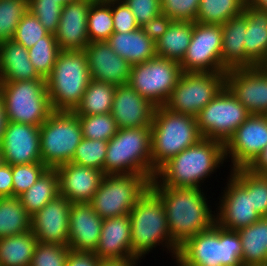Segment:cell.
Returning <instances> with one entry per match:
<instances>
[{
  "label": "cell",
  "instance_id": "obj_1",
  "mask_svg": "<svg viewBox=\"0 0 267 266\" xmlns=\"http://www.w3.org/2000/svg\"><path fill=\"white\" fill-rule=\"evenodd\" d=\"M150 187L164 203L169 233L178 246L216 223L215 210L204 188L161 186L155 179Z\"/></svg>",
  "mask_w": 267,
  "mask_h": 266
},
{
  "label": "cell",
  "instance_id": "obj_2",
  "mask_svg": "<svg viewBox=\"0 0 267 266\" xmlns=\"http://www.w3.org/2000/svg\"><path fill=\"white\" fill-rule=\"evenodd\" d=\"M224 162V144L214 139L201 138L164 163L154 179L161 186L202 189L206 178L212 177Z\"/></svg>",
  "mask_w": 267,
  "mask_h": 266
},
{
  "label": "cell",
  "instance_id": "obj_3",
  "mask_svg": "<svg viewBox=\"0 0 267 266\" xmlns=\"http://www.w3.org/2000/svg\"><path fill=\"white\" fill-rule=\"evenodd\" d=\"M131 221V255L143 259L157 246L164 247L174 260L179 246L172 240L168 229L164 203L149 186L129 213ZM169 251V252H168ZM144 257V258H143Z\"/></svg>",
  "mask_w": 267,
  "mask_h": 266
},
{
  "label": "cell",
  "instance_id": "obj_4",
  "mask_svg": "<svg viewBox=\"0 0 267 266\" xmlns=\"http://www.w3.org/2000/svg\"><path fill=\"white\" fill-rule=\"evenodd\" d=\"M241 255L238 232L215 223L179 246L174 263L177 266H242Z\"/></svg>",
  "mask_w": 267,
  "mask_h": 266
},
{
  "label": "cell",
  "instance_id": "obj_5",
  "mask_svg": "<svg viewBox=\"0 0 267 266\" xmlns=\"http://www.w3.org/2000/svg\"><path fill=\"white\" fill-rule=\"evenodd\" d=\"M156 172L151 158V126L118 128L107 144L104 174H141L151 182Z\"/></svg>",
  "mask_w": 267,
  "mask_h": 266
},
{
  "label": "cell",
  "instance_id": "obj_6",
  "mask_svg": "<svg viewBox=\"0 0 267 266\" xmlns=\"http://www.w3.org/2000/svg\"><path fill=\"white\" fill-rule=\"evenodd\" d=\"M91 81L84 50H61L46 78L53 111H74Z\"/></svg>",
  "mask_w": 267,
  "mask_h": 266
},
{
  "label": "cell",
  "instance_id": "obj_7",
  "mask_svg": "<svg viewBox=\"0 0 267 266\" xmlns=\"http://www.w3.org/2000/svg\"><path fill=\"white\" fill-rule=\"evenodd\" d=\"M202 138L196 117L156 107L151 124L152 167L157 171L170 158Z\"/></svg>",
  "mask_w": 267,
  "mask_h": 266
},
{
  "label": "cell",
  "instance_id": "obj_8",
  "mask_svg": "<svg viewBox=\"0 0 267 266\" xmlns=\"http://www.w3.org/2000/svg\"><path fill=\"white\" fill-rule=\"evenodd\" d=\"M7 121L41 126L53 112L46 79L0 82Z\"/></svg>",
  "mask_w": 267,
  "mask_h": 266
},
{
  "label": "cell",
  "instance_id": "obj_9",
  "mask_svg": "<svg viewBox=\"0 0 267 266\" xmlns=\"http://www.w3.org/2000/svg\"><path fill=\"white\" fill-rule=\"evenodd\" d=\"M82 139L78 115L73 111H53L40 126L42 163L55 169L71 162Z\"/></svg>",
  "mask_w": 267,
  "mask_h": 266
},
{
  "label": "cell",
  "instance_id": "obj_10",
  "mask_svg": "<svg viewBox=\"0 0 267 266\" xmlns=\"http://www.w3.org/2000/svg\"><path fill=\"white\" fill-rule=\"evenodd\" d=\"M229 171L227 184L217 198L219 202H214L216 224L237 231L258 221L261 216L252 207L251 170L244 167Z\"/></svg>",
  "mask_w": 267,
  "mask_h": 266
},
{
  "label": "cell",
  "instance_id": "obj_11",
  "mask_svg": "<svg viewBox=\"0 0 267 266\" xmlns=\"http://www.w3.org/2000/svg\"><path fill=\"white\" fill-rule=\"evenodd\" d=\"M149 186L141 174L105 175L88 203L102 219L129 215Z\"/></svg>",
  "mask_w": 267,
  "mask_h": 266
},
{
  "label": "cell",
  "instance_id": "obj_12",
  "mask_svg": "<svg viewBox=\"0 0 267 266\" xmlns=\"http://www.w3.org/2000/svg\"><path fill=\"white\" fill-rule=\"evenodd\" d=\"M226 72H182L164 105L170 111L197 114L225 87Z\"/></svg>",
  "mask_w": 267,
  "mask_h": 266
},
{
  "label": "cell",
  "instance_id": "obj_13",
  "mask_svg": "<svg viewBox=\"0 0 267 266\" xmlns=\"http://www.w3.org/2000/svg\"><path fill=\"white\" fill-rule=\"evenodd\" d=\"M181 75L179 62L156 56L131 66L128 85L159 107L166 104Z\"/></svg>",
  "mask_w": 267,
  "mask_h": 266
},
{
  "label": "cell",
  "instance_id": "obj_14",
  "mask_svg": "<svg viewBox=\"0 0 267 266\" xmlns=\"http://www.w3.org/2000/svg\"><path fill=\"white\" fill-rule=\"evenodd\" d=\"M251 114L224 87L196 116L202 138L225 144Z\"/></svg>",
  "mask_w": 267,
  "mask_h": 266
},
{
  "label": "cell",
  "instance_id": "obj_15",
  "mask_svg": "<svg viewBox=\"0 0 267 266\" xmlns=\"http://www.w3.org/2000/svg\"><path fill=\"white\" fill-rule=\"evenodd\" d=\"M222 27L193 22L186 54L179 63L182 72H226L221 63Z\"/></svg>",
  "mask_w": 267,
  "mask_h": 266
},
{
  "label": "cell",
  "instance_id": "obj_16",
  "mask_svg": "<svg viewBox=\"0 0 267 266\" xmlns=\"http://www.w3.org/2000/svg\"><path fill=\"white\" fill-rule=\"evenodd\" d=\"M266 146L267 115L251 114L224 144L225 161L230 170L249 167Z\"/></svg>",
  "mask_w": 267,
  "mask_h": 266
},
{
  "label": "cell",
  "instance_id": "obj_17",
  "mask_svg": "<svg viewBox=\"0 0 267 266\" xmlns=\"http://www.w3.org/2000/svg\"><path fill=\"white\" fill-rule=\"evenodd\" d=\"M225 87L250 114L267 115V70L258 66L227 70Z\"/></svg>",
  "mask_w": 267,
  "mask_h": 266
},
{
  "label": "cell",
  "instance_id": "obj_18",
  "mask_svg": "<svg viewBox=\"0 0 267 266\" xmlns=\"http://www.w3.org/2000/svg\"><path fill=\"white\" fill-rule=\"evenodd\" d=\"M0 150L4 163L9 165L42 162L40 126L7 122Z\"/></svg>",
  "mask_w": 267,
  "mask_h": 266
},
{
  "label": "cell",
  "instance_id": "obj_19",
  "mask_svg": "<svg viewBox=\"0 0 267 266\" xmlns=\"http://www.w3.org/2000/svg\"><path fill=\"white\" fill-rule=\"evenodd\" d=\"M70 206L59 194L31 217V231L39 242L68 246Z\"/></svg>",
  "mask_w": 267,
  "mask_h": 266
},
{
  "label": "cell",
  "instance_id": "obj_20",
  "mask_svg": "<svg viewBox=\"0 0 267 266\" xmlns=\"http://www.w3.org/2000/svg\"><path fill=\"white\" fill-rule=\"evenodd\" d=\"M84 52L91 79L114 86L128 84L132 65L120 57L106 41L90 42Z\"/></svg>",
  "mask_w": 267,
  "mask_h": 266
},
{
  "label": "cell",
  "instance_id": "obj_21",
  "mask_svg": "<svg viewBox=\"0 0 267 266\" xmlns=\"http://www.w3.org/2000/svg\"><path fill=\"white\" fill-rule=\"evenodd\" d=\"M59 179V194L70 203H88L105 176L103 171L69 162L55 168Z\"/></svg>",
  "mask_w": 267,
  "mask_h": 266
},
{
  "label": "cell",
  "instance_id": "obj_22",
  "mask_svg": "<svg viewBox=\"0 0 267 266\" xmlns=\"http://www.w3.org/2000/svg\"><path fill=\"white\" fill-rule=\"evenodd\" d=\"M156 106L128 84L116 86L111 115L118 128L151 126Z\"/></svg>",
  "mask_w": 267,
  "mask_h": 266
},
{
  "label": "cell",
  "instance_id": "obj_23",
  "mask_svg": "<svg viewBox=\"0 0 267 266\" xmlns=\"http://www.w3.org/2000/svg\"><path fill=\"white\" fill-rule=\"evenodd\" d=\"M92 2L72 0L63 6L58 30L55 33L60 50H84L90 43L87 16Z\"/></svg>",
  "mask_w": 267,
  "mask_h": 266
},
{
  "label": "cell",
  "instance_id": "obj_24",
  "mask_svg": "<svg viewBox=\"0 0 267 266\" xmlns=\"http://www.w3.org/2000/svg\"><path fill=\"white\" fill-rule=\"evenodd\" d=\"M69 244L73 251L94 252L101 234L103 219L89 203H71Z\"/></svg>",
  "mask_w": 267,
  "mask_h": 266
},
{
  "label": "cell",
  "instance_id": "obj_25",
  "mask_svg": "<svg viewBox=\"0 0 267 266\" xmlns=\"http://www.w3.org/2000/svg\"><path fill=\"white\" fill-rule=\"evenodd\" d=\"M94 253L101 260L133 258L129 215L103 219L99 242Z\"/></svg>",
  "mask_w": 267,
  "mask_h": 266
},
{
  "label": "cell",
  "instance_id": "obj_26",
  "mask_svg": "<svg viewBox=\"0 0 267 266\" xmlns=\"http://www.w3.org/2000/svg\"><path fill=\"white\" fill-rule=\"evenodd\" d=\"M245 68L259 66L267 54V11L245 4Z\"/></svg>",
  "mask_w": 267,
  "mask_h": 266
},
{
  "label": "cell",
  "instance_id": "obj_27",
  "mask_svg": "<svg viewBox=\"0 0 267 266\" xmlns=\"http://www.w3.org/2000/svg\"><path fill=\"white\" fill-rule=\"evenodd\" d=\"M42 78L29 59L28 49L14 40L0 43V82Z\"/></svg>",
  "mask_w": 267,
  "mask_h": 266
},
{
  "label": "cell",
  "instance_id": "obj_28",
  "mask_svg": "<svg viewBox=\"0 0 267 266\" xmlns=\"http://www.w3.org/2000/svg\"><path fill=\"white\" fill-rule=\"evenodd\" d=\"M106 42L131 65L156 57L155 42L141 28L127 33L113 32Z\"/></svg>",
  "mask_w": 267,
  "mask_h": 266
},
{
  "label": "cell",
  "instance_id": "obj_29",
  "mask_svg": "<svg viewBox=\"0 0 267 266\" xmlns=\"http://www.w3.org/2000/svg\"><path fill=\"white\" fill-rule=\"evenodd\" d=\"M221 63L227 69L245 68L247 18L241 14L223 23Z\"/></svg>",
  "mask_w": 267,
  "mask_h": 266
},
{
  "label": "cell",
  "instance_id": "obj_30",
  "mask_svg": "<svg viewBox=\"0 0 267 266\" xmlns=\"http://www.w3.org/2000/svg\"><path fill=\"white\" fill-rule=\"evenodd\" d=\"M242 243V266H262L267 263V216L237 230Z\"/></svg>",
  "mask_w": 267,
  "mask_h": 266
},
{
  "label": "cell",
  "instance_id": "obj_31",
  "mask_svg": "<svg viewBox=\"0 0 267 266\" xmlns=\"http://www.w3.org/2000/svg\"><path fill=\"white\" fill-rule=\"evenodd\" d=\"M193 22L172 21L167 31L155 42L156 56L181 62L191 41Z\"/></svg>",
  "mask_w": 267,
  "mask_h": 266
},
{
  "label": "cell",
  "instance_id": "obj_32",
  "mask_svg": "<svg viewBox=\"0 0 267 266\" xmlns=\"http://www.w3.org/2000/svg\"><path fill=\"white\" fill-rule=\"evenodd\" d=\"M37 243L31 230L0 238V266H29Z\"/></svg>",
  "mask_w": 267,
  "mask_h": 266
},
{
  "label": "cell",
  "instance_id": "obj_33",
  "mask_svg": "<svg viewBox=\"0 0 267 266\" xmlns=\"http://www.w3.org/2000/svg\"><path fill=\"white\" fill-rule=\"evenodd\" d=\"M58 195L59 179L57 171L56 169L48 168L19 198L22 206L32 217Z\"/></svg>",
  "mask_w": 267,
  "mask_h": 266
},
{
  "label": "cell",
  "instance_id": "obj_34",
  "mask_svg": "<svg viewBox=\"0 0 267 266\" xmlns=\"http://www.w3.org/2000/svg\"><path fill=\"white\" fill-rule=\"evenodd\" d=\"M116 86L91 79L80 104L73 111L76 115L111 113Z\"/></svg>",
  "mask_w": 267,
  "mask_h": 266
},
{
  "label": "cell",
  "instance_id": "obj_35",
  "mask_svg": "<svg viewBox=\"0 0 267 266\" xmlns=\"http://www.w3.org/2000/svg\"><path fill=\"white\" fill-rule=\"evenodd\" d=\"M31 230V216L19 197L0 198V238Z\"/></svg>",
  "mask_w": 267,
  "mask_h": 266
},
{
  "label": "cell",
  "instance_id": "obj_36",
  "mask_svg": "<svg viewBox=\"0 0 267 266\" xmlns=\"http://www.w3.org/2000/svg\"><path fill=\"white\" fill-rule=\"evenodd\" d=\"M247 0H200L195 22L222 25L241 15Z\"/></svg>",
  "mask_w": 267,
  "mask_h": 266
},
{
  "label": "cell",
  "instance_id": "obj_37",
  "mask_svg": "<svg viewBox=\"0 0 267 266\" xmlns=\"http://www.w3.org/2000/svg\"><path fill=\"white\" fill-rule=\"evenodd\" d=\"M89 42L107 41L114 32L111 0L93 1L87 16Z\"/></svg>",
  "mask_w": 267,
  "mask_h": 266
},
{
  "label": "cell",
  "instance_id": "obj_38",
  "mask_svg": "<svg viewBox=\"0 0 267 266\" xmlns=\"http://www.w3.org/2000/svg\"><path fill=\"white\" fill-rule=\"evenodd\" d=\"M60 51L55 34L52 33L28 49L29 59L42 78L46 79L50 75Z\"/></svg>",
  "mask_w": 267,
  "mask_h": 266
},
{
  "label": "cell",
  "instance_id": "obj_39",
  "mask_svg": "<svg viewBox=\"0 0 267 266\" xmlns=\"http://www.w3.org/2000/svg\"><path fill=\"white\" fill-rule=\"evenodd\" d=\"M83 138L109 141L118 131L116 120L111 113L78 115Z\"/></svg>",
  "mask_w": 267,
  "mask_h": 266
},
{
  "label": "cell",
  "instance_id": "obj_40",
  "mask_svg": "<svg viewBox=\"0 0 267 266\" xmlns=\"http://www.w3.org/2000/svg\"><path fill=\"white\" fill-rule=\"evenodd\" d=\"M28 12V0H0V43L13 39L18 23Z\"/></svg>",
  "mask_w": 267,
  "mask_h": 266
},
{
  "label": "cell",
  "instance_id": "obj_41",
  "mask_svg": "<svg viewBox=\"0 0 267 266\" xmlns=\"http://www.w3.org/2000/svg\"><path fill=\"white\" fill-rule=\"evenodd\" d=\"M108 141L83 138L76 148L71 162L76 165L92 167L103 171Z\"/></svg>",
  "mask_w": 267,
  "mask_h": 266
},
{
  "label": "cell",
  "instance_id": "obj_42",
  "mask_svg": "<svg viewBox=\"0 0 267 266\" xmlns=\"http://www.w3.org/2000/svg\"><path fill=\"white\" fill-rule=\"evenodd\" d=\"M47 169L42 162L12 165L13 197L27 191Z\"/></svg>",
  "mask_w": 267,
  "mask_h": 266
},
{
  "label": "cell",
  "instance_id": "obj_43",
  "mask_svg": "<svg viewBox=\"0 0 267 266\" xmlns=\"http://www.w3.org/2000/svg\"><path fill=\"white\" fill-rule=\"evenodd\" d=\"M63 6L53 0H28V10L52 34L58 30Z\"/></svg>",
  "mask_w": 267,
  "mask_h": 266
},
{
  "label": "cell",
  "instance_id": "obj_44",
  "mask_svg": "<svg viewBox=\"0 0 267 266\" xmlns=\"http://www.w3.org/2000/svg\"><path fill=\"white\" fill-rule=\"evenodd\" d=\"M70 250L68 246L38 241L29 266H66Z\"/></svg>",
  "mask_w": 267,
  "mask_h": 266
},
{
  "label": "cell",
  "instance_id": "obj_45",
  "mask_svg": "<svg viewBox=\"0 0 267 266\" xmlns=\"http://www.w3.org/2000/svg\"><path fill=\"white\" fill-rule=\"evenodd\" d=\"M49 32L42 26L37 17L29 10L18 23L15 35L12 40L22 44L29 49Z\"/></svg>",
  "mask_w": 267,
  "mask_h": 266
},
{
  "label": "cell",
  "instance_id": "obj_46",
  "mask_svg": "<svg viewBox=\"0 0 267 266\" xmlns=\"http://www.w3.org/2000/svg\"><path fill=\"white\" fill-rule=\"evenodd\" d=\"M200 0H161V12L173 21L195 22Z\"/></svg>",
  "mask_w": 267,
  "mask_h": 266
},
{
  "label": "cell",
  "instance_id": "obj_47",
  "mask_svg": "<svg viewBox=\"0 0 267 266\" xmlns=\"http://www.w3.org/2000/svg\"><path fill=\"white\" fill-rule=\"evenodd\" d=\"M111 9L114 32L127 33L140 28L132 11L123 0H111Z\"/></svg>",
  "mask_w": 267,
  "mask_h": 266
},
{
  "label": "cell",
  "instance_id": "obj_48",
  "mask_svg": "<svg viewBox=\"0 0 267 266\" xmlns=\"http://www.w3.org/2000/svg\"><path fill=\"white\" fill-rule=\"evenodd\" d=\"M132 11L136 23L141 27L149 19L159 16L161 0H123Z\"/></svg>",
  "mask_w": 267,
  "mask_h": 266
},
{
  "label": "cell",
  "instance_id": "obj_49",
  "mask_svg": "<svg viewBox=\"0 0 267 266\" xmlns=\"http://www.w3.org/2000/svg\"><path fill=\"white\" fill-rule=\"evenodd\" d=\"M251 202L253 209L261 216H267V175L251 170Z\"/></svg>",
  "mask_w": 267,
  "mask_h": 266
},
{
  "label": "cell",
  "instance_id": "obj_50",
  "mask_svg": "<svg viewBox=\"0 0 267 266\" xmlns=\"http://www.w3.org/2000/svg\"><path fill=\"white\" fill-rule=\"evenodd\" d=\"M172 19L161 13L155 18L149 19L140 28L154 42H156L168 29L172 23Z\"/></svg>",
  "mask_w": 267,
  "mask_h": 266
},
{
  "label": "cell",
  "instance_id": "obj_51",
  "mask_svg": "<svg viewBox=\"0 0 267 266\" xmlns=\"http://www.w3.org/2000/svg\"><path fill=\"white\" fill-rule=\"evenodd\" d=\"M100 260L94 252L70 250L66 266H99Z\"/></svg>",
  "mask_w": 267,
  "mask_h": 266
},
{
  "label": "cell",
  "instance_id": "obj_52",
  "mask_svg": "<svg viewBox=\"0 0 267 266\" xmlns=\"http://www.w3.org/2000/svg\"><path fill=\"white\" fill-rule=\"evenodd\" d=\"M13 197L12 165L0 166V198Z\"/></svg>",
  "mask_w": 267,
  "mask_h": 266
},
{
  "label": "cell",
  "instance_id": "obj_53",
  "mask_svg": "<svg viewBox=\"0 0 267 266\" xmlns=\"http://www.w3.org/2000/svg\"><path fill=\"white\" fill-rule=\"evenodd\" d=\"M248 168L255 173L267 175V146Z\"/></svg>",
  "mask_w": 267,
  "mask_h": 266
},
{
  "label": "cell",
  "instance_id": "obj_54",
  "mask_svg": "<svg viewBox=\"0 0 267 266\" xmlns=\"http://www.w3.org/2000/svg\"><path fill=\"white\" fill-rule=\"evenodd\" d=\"M141 259L129 258V259H112V260H100L99 266H140Z\"/></svg>",
  "mask_w": 267,
  "mask_h": 266
},
{
  "label": "cell",
  "instance_id": "obj_55",
  "mask_svg": "<svg viewBox=\"0 0 267 266\" xmlns=\"http://www.w3.org/2000/svg\"><path fill=\"white\" fill-rule=\"evenodd\" d=\"M7 122L8 121H7L4 102H3L2 97L0 95V145H1L3 133H4V130L6 128Z\"/></svg>",
  "mask_w": 267,
  "mask_h": 266
},
{
  "label": "cell",
  "instance_id": "obj_56",
  "mask_svg": "<svg viewBox=\"0 0 267 266\" xmlns=\"http://www.w3.org/2000/svg\"><path fill=\"white\" fill-rule=\"evenodd\" d=\"M247 3L255 8L267 11V0H247Z\"/></svg>",
  "mask_w": 267,
  "mask_h": 266
},
{
  "label": "cell",
  "instance_id": "obj_57",
  "mask_svg": "<svg viewBox=\"0 0 267 266\" xmlns=\"http://www.w3.org/2000/svg\"><path fill=\"white\" fill-rule=\"evenodd\" d=\"M258 67L261 68V69H263V70H267V54L264 57L262 63Z\"/></svg>",
  "mask_w": 267,
  "mask_h": 266
},
{
  "label": "cell",
  "instance_id": "obj_58",
  "mask_svg": "<svg viewBox=\"0 0 267 266\" xmlns=\"http://www.w3.org/2000/svg\"><path fill=\"white\" fill-rule=\"evenodd\" d=\"M53 1H55L57 4L64 6L67 2H70L72 0H53Z\"/></svg>",
  "mask_w": 267,
  "mask_h": 266
},
{
  "label": "cell",
  "instance_id": "obj_59",
  "mask_svg": "<svg viewBox=\"0 0 267 266\" xmlns=\"http://www.w3.org/2000/svg\"><path fill=\"white\" fill-rule=\"evenodd\" d=\"M4 163V159H3V156H2V152L0 150V166Z\"/></svg>",
  "mask_w": 267,
  "mask_h": 266
}]
</instances>
